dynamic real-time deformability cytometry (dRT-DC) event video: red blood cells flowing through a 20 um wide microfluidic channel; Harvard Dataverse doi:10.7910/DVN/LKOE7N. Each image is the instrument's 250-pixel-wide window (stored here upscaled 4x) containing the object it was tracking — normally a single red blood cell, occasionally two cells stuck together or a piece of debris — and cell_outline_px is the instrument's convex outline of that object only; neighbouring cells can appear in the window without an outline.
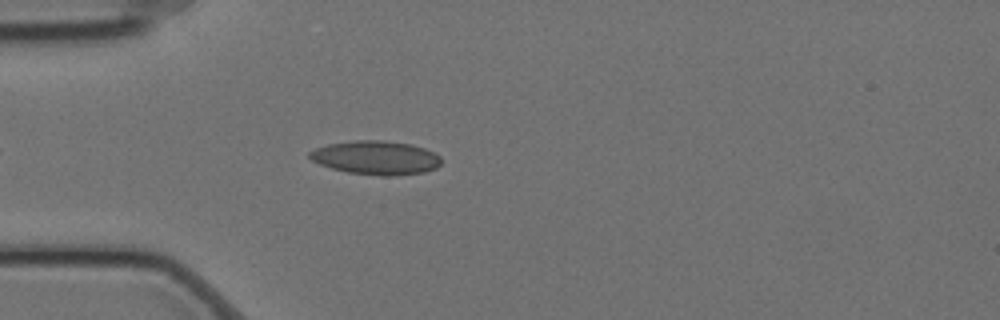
{"species": "Egyptian fruit bat (a non-hibernating species)", "species_latin": "Rousettus aegyptiacus", "temperature_condition": "cold", "stored_images_in_passage": 5, "camera_frame_rate_fps": 3000, "um_per_image_px": 0.085, "animal": {"sex": "female"}, "frame": {"image": 1, "passage_image": 5, "time_ms": 1.333, "image_size_px": [1000, 320], "cell_outline_px": [[440, 164], [436, 168], [424, 172], [392, 176], [380, 176], [348, 172], [332, 168], [320, 164], [312, 160], [308, 156], [308, 152], [316, 148], [328, 144], [356, 140], [384, 140], [412, 144], [424, 148], [440, 156]], "centroid_in_image_um": [31.95, 13.4], "position_along_channel_um": 53.0, "area_um2": 25.89}}